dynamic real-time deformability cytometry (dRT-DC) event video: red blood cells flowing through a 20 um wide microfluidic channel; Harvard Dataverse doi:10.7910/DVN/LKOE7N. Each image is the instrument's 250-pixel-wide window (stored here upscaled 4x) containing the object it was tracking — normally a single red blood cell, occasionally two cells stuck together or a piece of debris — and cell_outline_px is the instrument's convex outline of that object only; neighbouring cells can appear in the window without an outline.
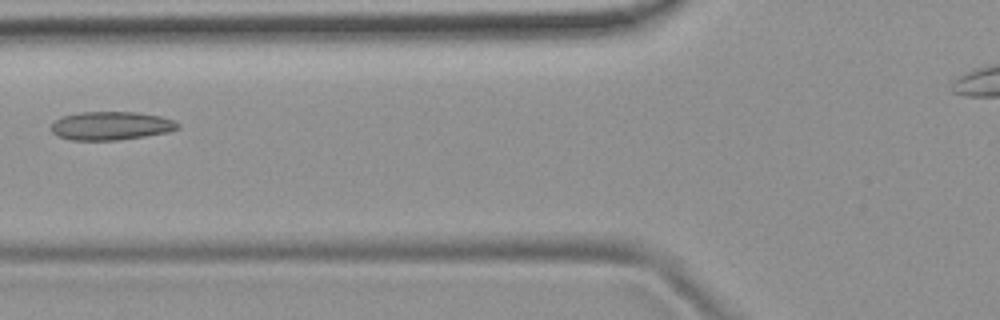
{"species": "common noctule bat (a hibernating species)", "species_latin": "Nyctalus noctula", "temperature_condition": "room temperature", "stored_images_in_passage": 5, "camera_frame_rate_fps": 3000, "um_per_image_px": 0.085, "animal": {"sex": "female", "body_mass_g": 19.9}, "frame": {"image": 1, "passage_image": 4, "time_ms": 3.667, "image_size_px": [1000, 320], "cell_outline_px": [[180, 128], [168, 132], [144, 136], [116, 140], [72, 140], [60, 136], [52, 132], [52, 124], [56, 120], [64, 116], [80, 112], [136, 112], [160, 116], [172, 120], [180, 124]], "centroid_in_image_um": [9.46, 10.69], "position_along_channel_um": 116.3, "area_um2": 20.75}}
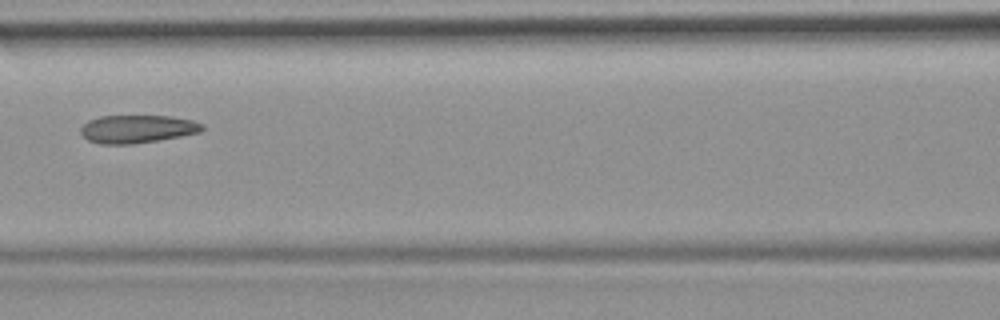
{"frame": {"image": 2, "passage_image": 5, "time_ms": 4.667, "image_size_px": [1000, 320], "cell_outline_px": [[204, 128], [200, 132], [180, 136], [132, 144], [100, 144], [88, 140], [80, 132], [80, 128], [88, 120], [100, 116], [172, 116], [192, 120], [204, 124]], "centroid_in_image_um": [11.66, 10.95], "position_along_channel_um": 154.9, "area_um2": 19.77}}